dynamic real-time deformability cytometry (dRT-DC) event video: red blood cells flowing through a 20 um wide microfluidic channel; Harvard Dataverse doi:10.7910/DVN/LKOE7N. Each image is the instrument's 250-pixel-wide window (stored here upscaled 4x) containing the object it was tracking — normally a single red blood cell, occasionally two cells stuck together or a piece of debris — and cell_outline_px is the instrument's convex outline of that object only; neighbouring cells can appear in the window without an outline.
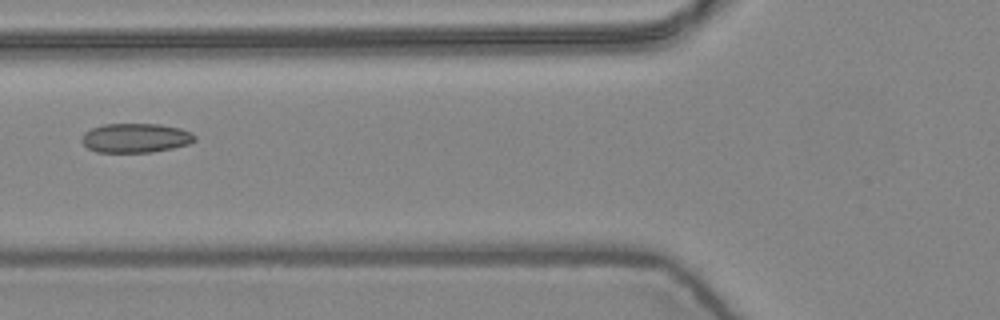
{"species": "common noctule bat (a hibernating species)", "species_latin": "Nyctalus noctula", "temperature_condition": "warm", "stored_images_in_passage": 6, "camera_frame_rate_fps": 3000, "um_per_image_px": 0.085, "animal": {"sex": "female", "body_mass_g": 24.6, "forearm_length_mm": 56.2}, "frame": {"image": 1, "passage_image": 6, "time_ms": 1.667, "image_size_px": [1000, 320], "cell_outline_px": [[196, 140], [188, 144], [172, 148], [152, 152], [96, 152], [88, 148], [80, 140], [84, 132], [92, 128], [104, 124], [160, 124], [180, 128], [192, 132], [196, 136]], "centroid_in_image_um": [11.53, 11.72], "position_along_channel_um": 114.3, "area_um2": 19.36}}